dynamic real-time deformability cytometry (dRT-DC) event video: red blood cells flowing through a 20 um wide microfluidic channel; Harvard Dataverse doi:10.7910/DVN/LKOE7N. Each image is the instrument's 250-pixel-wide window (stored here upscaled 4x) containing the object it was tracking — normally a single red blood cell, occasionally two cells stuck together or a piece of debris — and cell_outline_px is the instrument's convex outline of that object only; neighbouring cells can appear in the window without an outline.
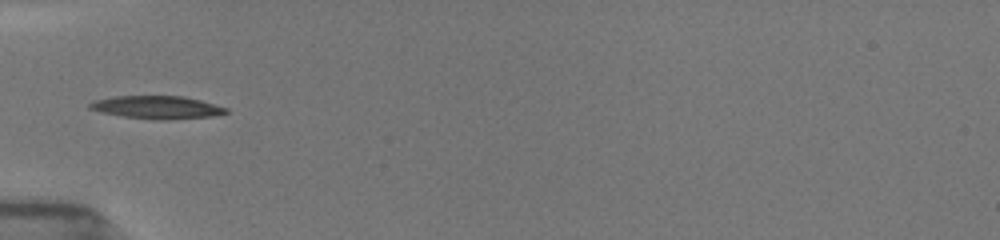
{"species": "common noctule bat (a hibernating species)", "species_latin": "Nyctalus noctula", "temperature_condition": "room temperature", "stored_images_in_passage": 6, "camera_frame_rate_fps": 3000, "um_per_image_px": 0.085, "animal": {"sex": "female", "body_mass_g": 19.5, "forearm_length_mm": 54.1}, "frame": {"image": 1, "passage_image": 6, "time_ms": 5.333, "image_size_px": [1000, 240], "cell_outline_px": [[228, 112], [212, 116], [168, 120], [156, 120], [124, 116], [100, 112], [88, 108], [88, 104], [92, 100], [116, 96], [184, 96], [200, 100], [228, 108]], "centroid_in_image_um": [13.32, 9.12], "position_along_channel_um": 71.7, "area_um2": 18.21}}